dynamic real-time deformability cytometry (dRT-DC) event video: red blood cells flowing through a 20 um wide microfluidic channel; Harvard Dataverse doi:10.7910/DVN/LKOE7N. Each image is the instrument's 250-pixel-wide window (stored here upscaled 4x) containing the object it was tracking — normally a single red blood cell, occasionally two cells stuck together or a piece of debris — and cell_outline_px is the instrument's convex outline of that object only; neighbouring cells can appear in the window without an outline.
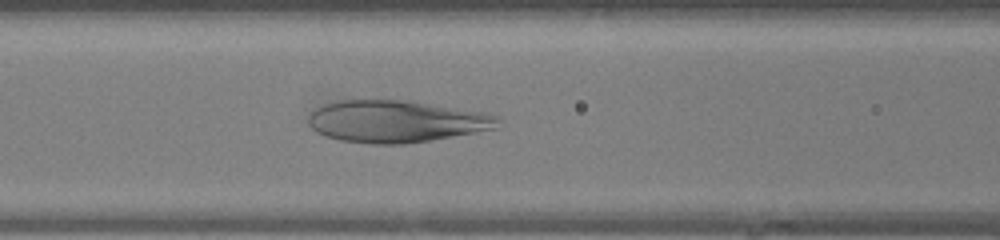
{"species": "human", "species_latin": "Homo sapiens", "temperature_condition": "warm", "stored_images_in_passage": 43, "camera_frame_rate_fps": 3000, "um_per_image_px": 0.085, "donor": {"sex": "female"}, "frame": {"image": 1, "passage_image": 17, "time_ms": 5.333, "image_size_px": [1000, 240], "cell_outline_px": [[500, 128], [404, 144], [372, 144], [340, 140], [316, 132], [308, 124], [308, 116], [316, 108], [324, 104], [336, 100], [412, 100], [484, 112], [500, 116]], "centroid_in_image_um": [33.71, 10.3], "position_along_channel_um": 132.9, "area_um2": 46.76}}
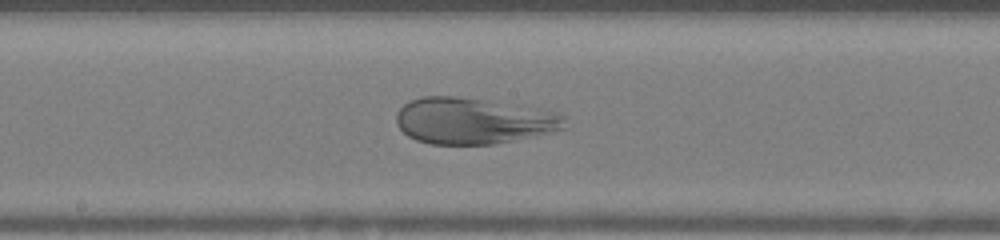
{"frame": {"image": 2, "passage_image": 22, "time_ms": 7.0, "image_size_px": [1000, 240], "cell_outline_px": [[568, 128], [496, 144], [428, 144], [416, 140], [408, 136], [396, 124], [396, 112], [404, 104], [412, 100], [424, 96], [456, 96], [484, 100], [556, 112], [564, 116]], "centroid_in_image_um": [40.2, 10.28], "position_along_channel_um": 208.0, "area_um2": 45.14}}
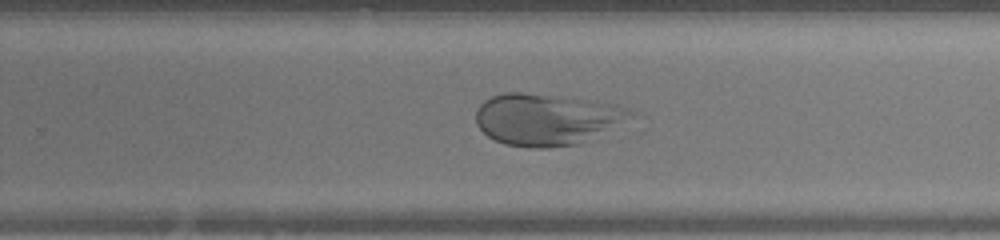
{"frame": {"image": 3, "passage_image": 27, "time_ms": 8.667, "image_size_px": [1000, 240], "cell_outline_px": [[636, 112], [580, 144], [548, 148], [532, 148], [504, 144], [488, 136], [476, 124], [476, 108], [484, 100], [492, 96], [504, 92], [520, 92], [588, 100], [612, 104], [632, 108]], "centroid_in_image_um": [46.37, 10.14], "position_along_channel_um": 283.4, "area_um2": 45.84}}